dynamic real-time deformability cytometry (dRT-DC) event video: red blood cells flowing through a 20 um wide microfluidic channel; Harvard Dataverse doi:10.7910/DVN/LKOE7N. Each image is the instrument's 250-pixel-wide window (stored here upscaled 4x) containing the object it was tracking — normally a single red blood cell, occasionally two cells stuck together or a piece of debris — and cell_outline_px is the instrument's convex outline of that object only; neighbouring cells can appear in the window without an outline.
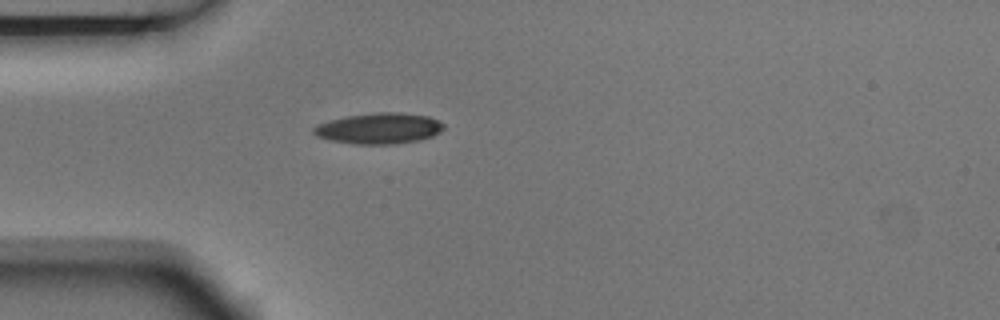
{"species": "Egyptian fruit bat (a non-hibernating species)", "species_latin": "Rousettus aegyptiacus", "temperature_condition": "room temperature", "stored_images_in_passage": 1, "camera_frame_rate_fps": 3000, "um_per_image_px": 0.085, "animal": {"sex": "male"}, "frame": {"image": 1, "passage_image": 1, "time_ms": 0.0, "image_size_px": [1000, 320], "cell_outline_px": [[444, 128], [440, 132], [432, 136], [420, 140], [396, 144], [356, 144], [332, 140], [316, 136], [312, 132], [312, 128], [316, 124], [348, 116], [380, 112], [400, 112], [428, 116], [444, 124]], "centroid_in_image_um": [32.23, 10.92], "position_along_channel_um": 52.8, "area_um2": 23.29}}